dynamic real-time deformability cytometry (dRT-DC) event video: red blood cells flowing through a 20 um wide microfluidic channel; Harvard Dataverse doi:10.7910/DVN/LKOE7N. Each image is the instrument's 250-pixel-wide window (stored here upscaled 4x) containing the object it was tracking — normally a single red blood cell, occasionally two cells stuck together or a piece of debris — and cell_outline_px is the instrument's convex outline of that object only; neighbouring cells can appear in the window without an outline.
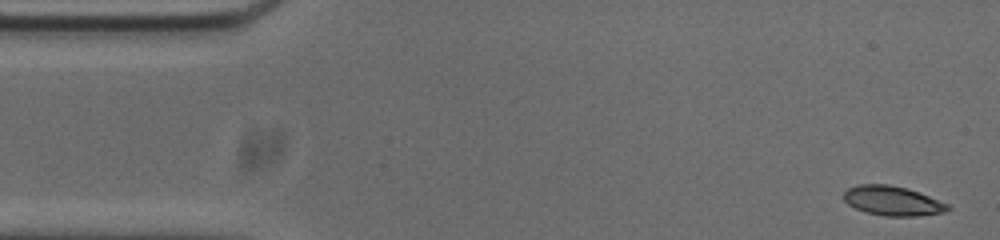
{"species": "common noctule bat (a hibernating species)", "species_latin": "Nyctalus noctula", "temperature_condition": "cold", "stored_images_in_passage": 52, "camera_frame_rate_fps": 3000, "um_per_image_px": 0.085, "animal": {"sex": "male", "body_mass_g": 20.0, "forearm_length_mm": 53.3}, "frame": {"image": 1, "passage_image": 1, "time_ms": 0.0, "image_size_px": [1000, 240], "cell_outline_px": [[952, 208], [944, 212], [916, 216], [884, 216], [864, 212], [848, 204], [844, 200], [844, 192], [848, 188], [860, 184], [888, 184], [908, 188], [948, 204]], "centroid_in_image_um": [75.86, 17.07], "position_along_channel_um": 9.1, "area_um2": 17.86}}
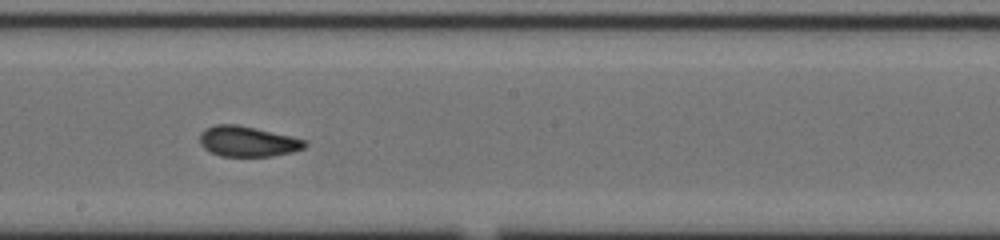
{"frame": {"image": 2, "passage_image": 27, "time_ms": 8.667, "image_size_px": [1000, 240], "cell_outline_px": [[308, 144], [304, 148], [292, 152], [272, 156], [220, 156], [204, 148], [200, 144], [200, 132], [204, 128], [216, 124], [236, 124], [256, 128], [292, 136], [308, 140]], "centroid_in_image_um": [21.06, 12.01], "position_along_channel_um": 227.1, "area_um2": 18.79}}
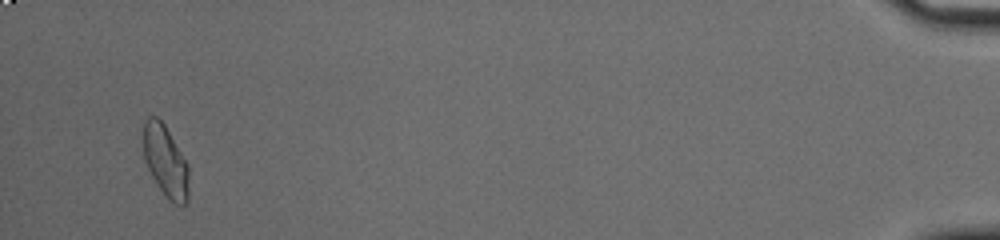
{"frame": {"image": 3, "passage_image": 50, "time_ms": 16.333, "image_size_px": [1000, 240], "cell_outline_px": [[188, 204], [176, 204], [168, 200], [152, 176], [144, 160], [144, 120], [148, 116], [156, 116], [164, 124], [188, 164]], "centroid_in_image_um": [14.07, 13.71], "position_along_channel_um": 421.1, "area_um2": 18.79}, "authors_computed_cell_mechanics": {"area_um2": 18.5249, "velocity_mm_per_s": 3.7444, "shape_relaxation_time_tau1_ms": null, "shape_relaxation_time_tau2_ms": 1.6939, "deformation_change_tau1": null, "deformation_change_tau2": 0.064}}